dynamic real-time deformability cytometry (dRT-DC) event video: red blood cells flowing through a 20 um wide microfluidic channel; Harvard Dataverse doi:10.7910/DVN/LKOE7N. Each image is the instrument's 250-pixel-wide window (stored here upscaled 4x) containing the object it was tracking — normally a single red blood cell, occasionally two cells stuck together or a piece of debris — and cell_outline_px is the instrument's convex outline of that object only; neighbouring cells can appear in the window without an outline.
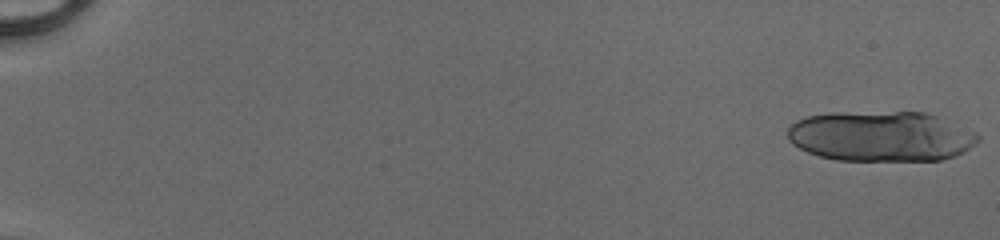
{"species": "human", "species_latin": "Homo sapiens", "temperature_condition": "cold", "stored_images_in_passage": 21, "camera_frame_rate_fps": 3000, "um_per_image_px": 0.085, "donor": {"sex": "male"}, "frame": {"image": 1, "passage_image": 1, "time_ms": 0.0, "image_size_px": [1000, 240], "cell_outline_px": [[980, 140], [976, 144], [964, 152], [956, 156], [940, 160], [836, 160], [820, 156], [808, 152], [792, 144], [788, 140], [788, 128], [796, 120], [808, 116], [828, 112], [924, 112], [944, 116], [976, 132], [980, 136]], "centroid_in_image_um": [74.94, 11.57], "position_along_channel_um": 10.1, "area_um2": 56.59}}
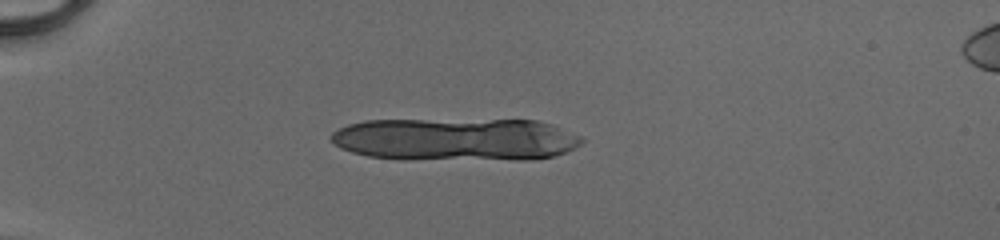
{"frame": {"image": 2, "passage_image": 15, "time_ms": 4.667, "image_size_px": [1000, 240], "cell_outline_px": [[584, 140], [580, 144], [568, 152], [552, 156], [532, 160], [400, 160], [368, 156], [352, 152], [340, 148], [332, 140], [332, 132], [348, 124], [364, 120], [536, 120], [552, 124], [580, 136]], "centroid_in_image_um": [38.74, 11.87], "position_along_channel_um": 46.3, "area_um2": 63.41}}